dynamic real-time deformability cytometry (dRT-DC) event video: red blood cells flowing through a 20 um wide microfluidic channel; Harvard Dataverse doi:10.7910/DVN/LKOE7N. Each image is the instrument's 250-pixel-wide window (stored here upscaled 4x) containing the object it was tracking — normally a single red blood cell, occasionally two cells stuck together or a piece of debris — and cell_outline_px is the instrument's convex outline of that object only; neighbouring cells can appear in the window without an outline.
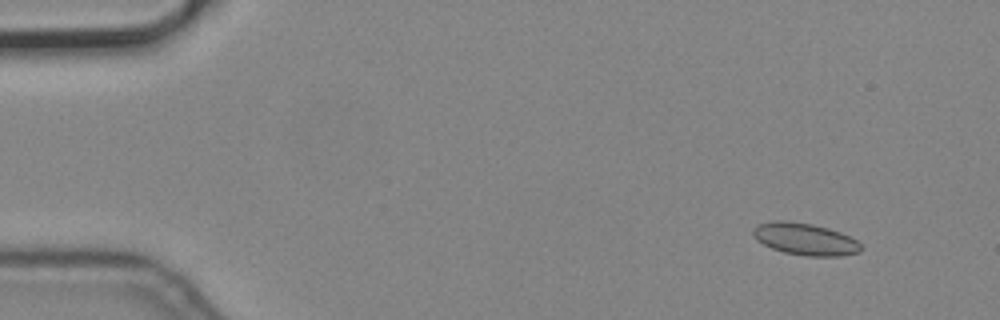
{"species": "common noctule bat (a hibernating species)", "species_latin": "Nyctalus noctula", "temperature_condition": "cold", "stored_images_in_passage": 6, "camera_frame_rate_fps": 3000, "um_per_image_px": 0.085, "animal": {"sex": "male", "body_mass_g": 19.2, "forearm_length_mm": 51.8}, "frame": {"image": 1, "passage_image": 2, "time_ms": 0.333, "image_size_px": [1000, 320], "cell_outline_px": [[860, 252], [840, 256], [808, 256], [784, 252], [772, 248], [756, 240], [752, 232], [752, 228], [756, 224], [772, 220], [784, 220], [812, 224], [828, 228], [840, 232], [856, 240], [860, 244]], "centroid_in_image_um": [68.38, 20.31], "position_along_channel_um": 16.6, "area_um2": 20.11}}
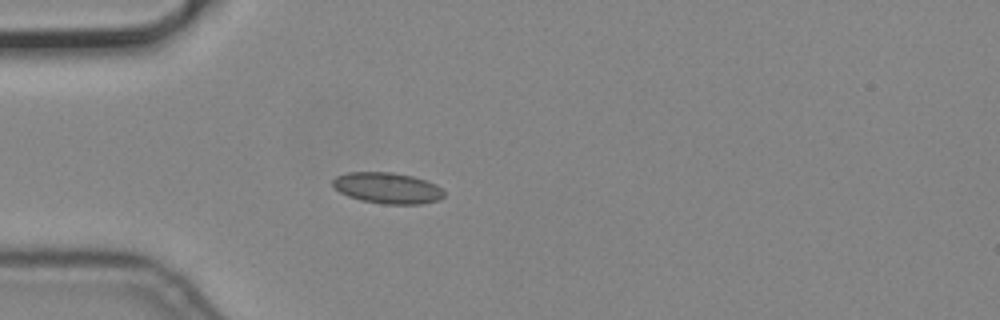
{"frame": {"image": 2, "passage_image": 5, "time_ms": 1.333, "image_size_px": [1000, 320], "cell_outline_px": [[444, 196], [440, 200], [420, 204], [384, 204], [360, 200], [348, 196], [340, 192], [332, 184], [332, 180], [336, 176], [348, 172], [392, 172], [412, 176], [436, 184], [444, 192]], "centroid_in_image_um": [32.93, 15.98], "position_along_channel_um": 52.1, "area_um2": 20.11}}